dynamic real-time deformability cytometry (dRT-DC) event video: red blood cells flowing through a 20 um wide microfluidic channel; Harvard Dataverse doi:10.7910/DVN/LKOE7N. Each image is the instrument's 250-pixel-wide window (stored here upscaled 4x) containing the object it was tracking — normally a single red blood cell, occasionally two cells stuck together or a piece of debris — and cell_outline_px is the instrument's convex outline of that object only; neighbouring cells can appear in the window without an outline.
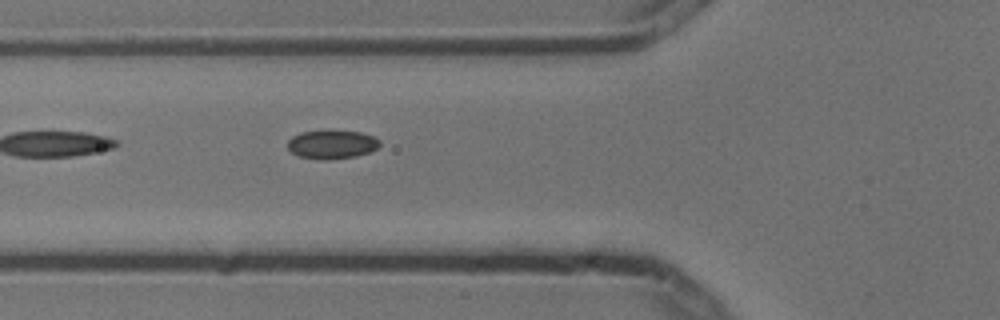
{"species": "common noctule bat (a hibernating species)", "species_latin": "Nyctalus noctula", "temperature_condition": "cold", "stored_images_in_passage": 2, "camera_frame_rate_fps": 3000, "um_per_image_px": 0.085, "animal": {"sex": "male", "body_mass_g": 13.3}, "frame": {"image": 1, "passage_image": 2, "time_ms": 0.333, "image_size_px": [1000, 320], "cell_outline_px": [[380, 144], [376, 148], [368, 152], [356, 156], [328, 160], [324, 160], [300, 156], [292, 152], [288, 148], [288, 140], [292, 136], [300, 132], [332, 128], [360, 132], [372, 136], [380, 140]], "centroid_in_image_um": [28.2, 12.23], "position_along_channel_um": 97.6, "area_um2": 15.78}}